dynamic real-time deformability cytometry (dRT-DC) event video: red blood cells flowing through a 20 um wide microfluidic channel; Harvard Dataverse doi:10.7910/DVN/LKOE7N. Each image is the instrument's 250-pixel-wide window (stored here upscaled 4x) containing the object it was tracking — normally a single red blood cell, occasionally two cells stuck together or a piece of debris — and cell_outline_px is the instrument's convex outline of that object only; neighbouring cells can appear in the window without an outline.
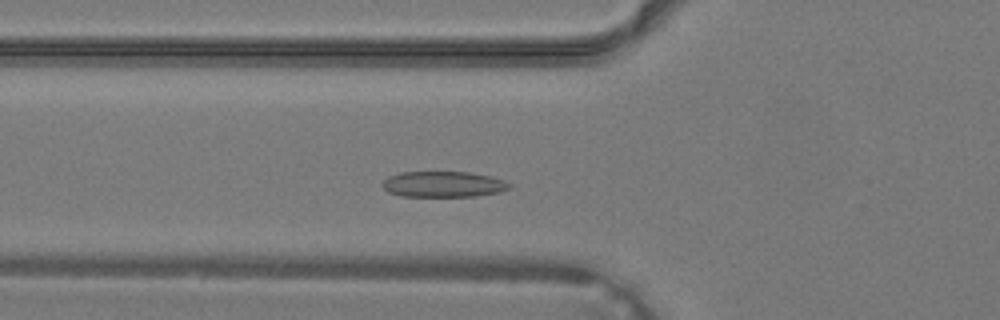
{"species": "common noctule bat (a hibernating species)", "species_latin": "Nyctalus noctula", "temperature_condition": "warm", "stored_images_in_passage": 32, "camera_frame_rate_fps": 3000, "um_per_image_px": 0.085, "animal": {"sex": "male", "body_mass_g": 19.2, "forearm_length_mm": 51.8}, "frame": {"image": 1, "passage_image": 7, "time_ms": 2.0, "image_size_px": [1000, 320], "cell_outline_px": [[512, 188], [500, 192], [476, 196], [400, 196], [388, 192], [380, 184], [388, 176], [400, 172], [468, 172], [492, 176], [504, 180], [512, 184]], "centroid_in_image_um": [37.7, 15.66], "position_along_channel_um": 88.1, "area_um2": 19.31}}
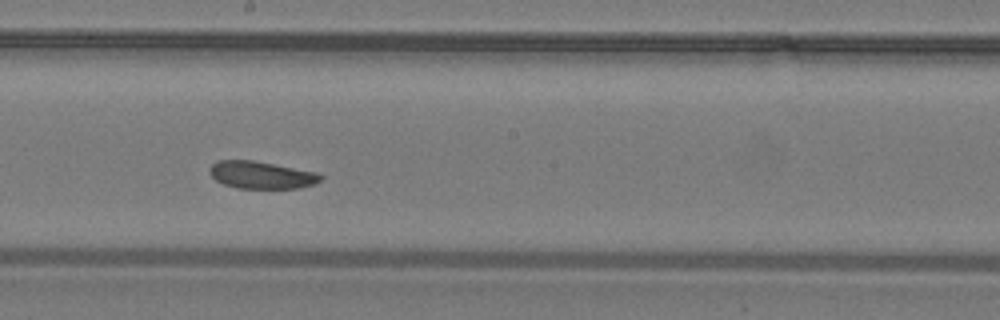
{"frame": {"image": 2, "passage_image": 15, "time_ms": 4.667, "image_size_px": [1000, 320], "cell_outline_px": [[324, 176], [316, 184], [296, 188], [236, 188], [224, 184], [216, 180], [208, 172], [208, 168], [216, 160], [252, 160], [316, 172]], "centroid_in_image_um": [22.19, 14.87], "position_along_channel_um": 226.0, "area_um2": 17.69}}
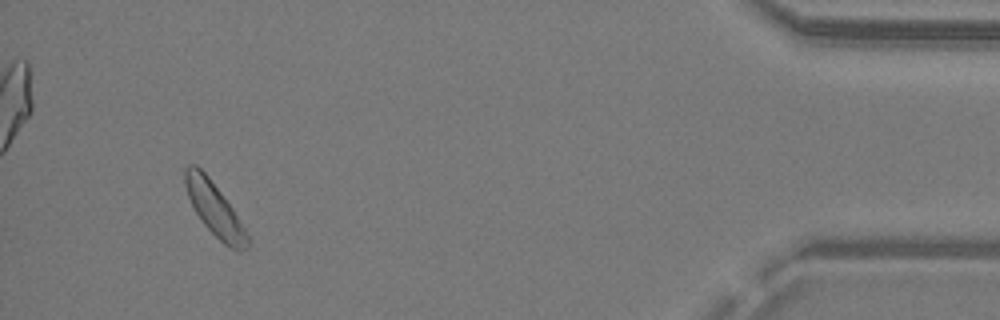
{"frame": {"image": 3, "passage_image": 30, "time_ms": 9.667, "image_size_px": [1000, 320], "cell_outline_px": [[248, 248], [232, 248], [224, 244], [200, 220], [188, 196], [184, 184], [184, 168], [188, 164], [196, 164], [208, 176], [232, 208], [244, 228], [248, 236]], "centroid_in_image_um": [18.18, 17.71], "position_along_channel_um": 417.0, "area_um2": 18.73}}